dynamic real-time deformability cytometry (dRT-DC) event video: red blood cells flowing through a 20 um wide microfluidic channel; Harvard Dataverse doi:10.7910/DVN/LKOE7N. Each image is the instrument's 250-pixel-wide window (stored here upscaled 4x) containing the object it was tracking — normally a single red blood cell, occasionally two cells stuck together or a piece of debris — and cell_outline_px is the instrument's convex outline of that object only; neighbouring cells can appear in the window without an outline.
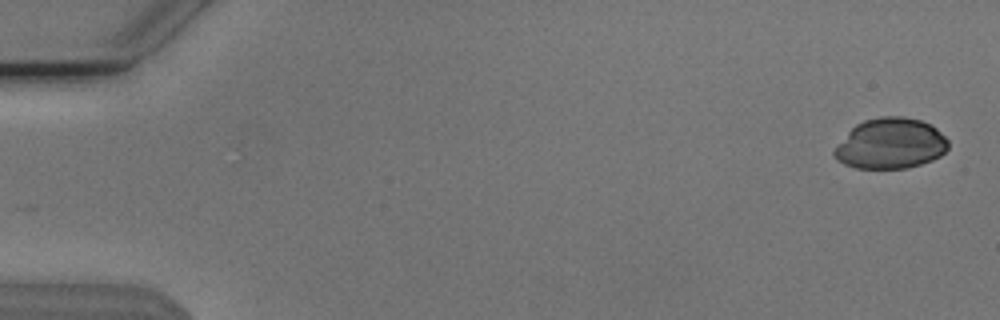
{"species": "Egyptian fruit bat (a non-hibernating species)", "species_latin": "Rousettus aegyptiacus", "temperature_condition": "cold", "stored_images_in_passage": 53, "camera_frame_rate_fps": 3000, "um_per_image_px": 0.085, "animal": {"sex": "male"}, "frame": {"image": 1, "passage_image": 1, "time_ms": 0.0, "image_size_px": [1000, 320], "cell_outline_px": [[948, 148], [940, 156], [932, 160], [908, 168], [856, 168], [844, 164], [836, 160], [832, 156], [832, 152], [848, 132], [856, 124], [864, 120], [880, 116], [904, 116], [920, 120], [936, 128], [948, 140]], "centroid_in_image_um": [75.68, 12.2], "position_along_channel_um": 9.3, "area_um2": 33.58}}